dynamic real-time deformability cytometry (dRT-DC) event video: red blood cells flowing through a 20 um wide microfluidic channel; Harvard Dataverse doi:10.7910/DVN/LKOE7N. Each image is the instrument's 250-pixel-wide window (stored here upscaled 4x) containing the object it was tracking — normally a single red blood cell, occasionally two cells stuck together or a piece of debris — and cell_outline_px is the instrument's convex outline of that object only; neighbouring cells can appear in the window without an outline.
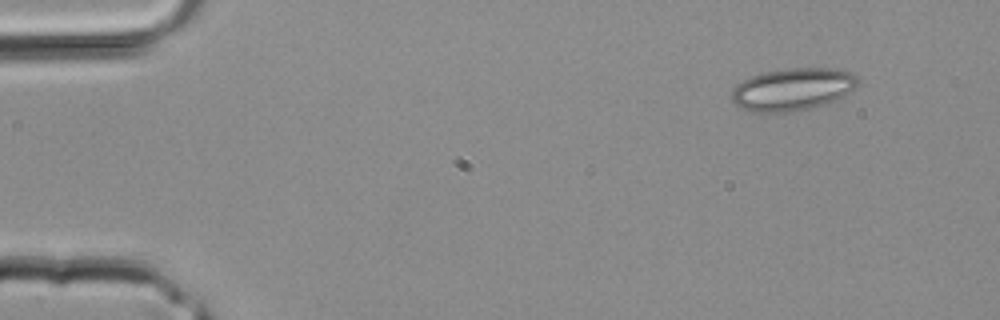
{"species": "common noctule bat (a hibernating species)", "species_latin": "Nyctalus noctula", "temperature_condition": "room temperature", "stored_images_in_passage": 2, "camera_frame_rate_fps": 3000, "um_per_image_px": 0.085, "animal": {"sex": "male", "body_mass_g": 20.4}, "frame": {"image": 1, "passage_image": 1, "time_ms": 0.0, "image_size_px": [1000, 320], "cell_outline_px": [[860, 80], [856, 88], [828, 104], [812, 108], [788, 112], [752, 112], [740, 108], [732, 100], [732, 88], [736, 84], [752, 76], [764, 72], [788, 68], [836, 68], [852, 72]], "centroid_in_image_um": [67.4, 7.59], "position_along_channel_um": 17.6, "area_um2": 31.5}}